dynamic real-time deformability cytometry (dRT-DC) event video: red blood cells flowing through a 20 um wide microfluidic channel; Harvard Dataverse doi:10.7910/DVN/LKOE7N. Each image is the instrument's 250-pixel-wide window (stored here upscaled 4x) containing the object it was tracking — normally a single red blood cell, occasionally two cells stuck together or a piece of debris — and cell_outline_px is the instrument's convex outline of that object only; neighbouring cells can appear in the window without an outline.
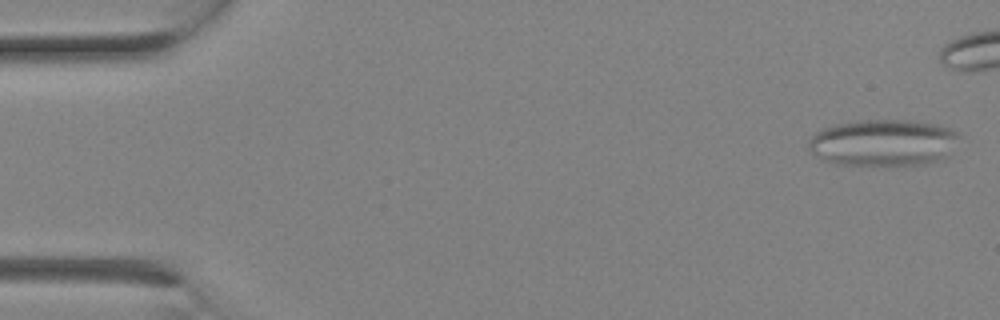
{"species": "Egyptian fruit bat (a non-hibernating species)", "species_latin": "Rousettus aegyptiacus", "temperature_condition": "room temperature", "stored_images_in_passage": 3, "camera_frame_rate_fps": 3000, "um_per_image_px": 0.085, "animal": {"sex": "female"}, "frame": {"image": 1, "passage_image": 1, "time_ms": 0.0, "image_size_px": [1000, 320], "cell_outline_px": [[960, 136], [944, 156], [936, 160], [924, 164], [836, 164], [820, 160], [808, 148], [808, 140], [820, 128], [836, 124], [860, 120], [912, 120], [936, 124], [952, 128], [960, 132]], "centroid_in_image_um": [75.02, 12.1], "position_along_channel_um": 10.0, "area_um2": 40.75}}